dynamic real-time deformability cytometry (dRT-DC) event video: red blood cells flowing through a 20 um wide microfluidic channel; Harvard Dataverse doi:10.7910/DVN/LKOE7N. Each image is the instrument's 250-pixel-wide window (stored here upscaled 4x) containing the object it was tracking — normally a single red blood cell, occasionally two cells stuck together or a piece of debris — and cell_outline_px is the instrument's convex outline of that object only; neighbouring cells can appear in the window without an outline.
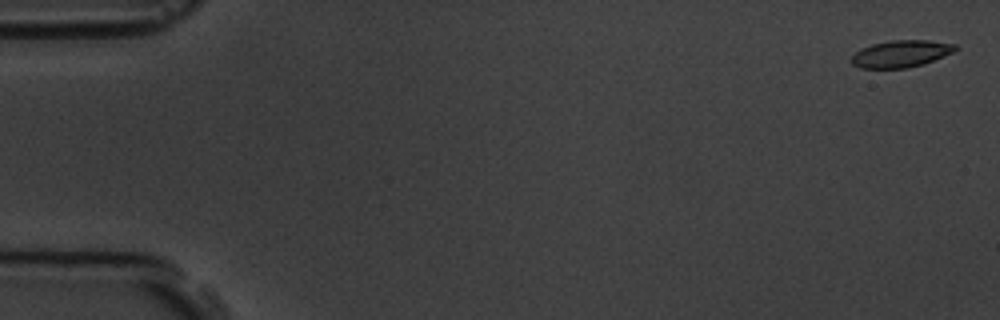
{"species": "common noctule bat (a hibernating species)", "species_latin": "Nyctalus noctula", "temperature_condition": "room temperature", "stored_images_in_passage": 15, "camera_frame_rate_fps": 3000, "um_per_image_px": 0.085, "animal": {"sex": "male", "body_mass_g": 19.5, "forearm_length_mm": 54.6}, "frame": {"image": 1, "passage_image": 1, "time_ms": 0.0, "image_size_px": [1000, 320], "cell_outline_px": [[956, 48], [952, 52], [944, 56], [924, 64], [908, 68], [860, 68], [852, 64], [852, 56], [860, 48], [872, 44], [892, 40], [928, 40], [956, 44]], "centroid_in_image_um": [76.57, 4.57], "position_along_channel_um": 8.4, "area_um2": 16.3}}
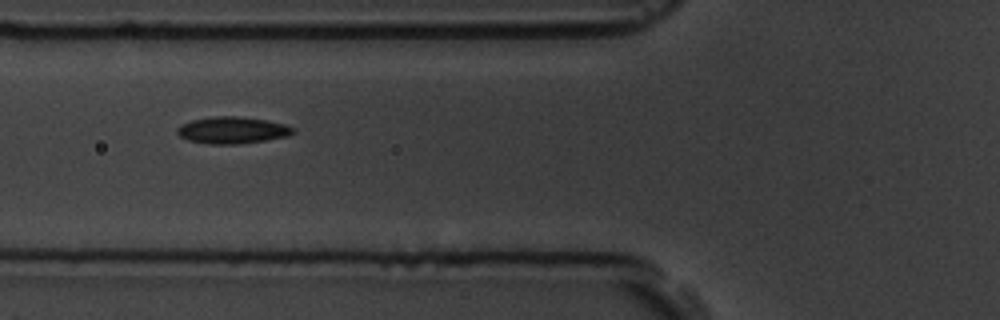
{"frame": {"image": 2, "passage_image": 6, "time_ms": 6.667, "image_size_px": [1000, 320], "cell_outline_px": [[296, 132], [288, 136], [264, 140], [236, 144], [208, 144], [188, 140], [180, 136], [176, 132], [176, 128], [180, 124], [192, 120], [212, 116], [236, 116], [264, 120], [284, 124], [296, 128]], "centroid_in_image_um": [19.73, 11.06], "position_along_channel_um": 106.1, "area_um2": 18.09}}
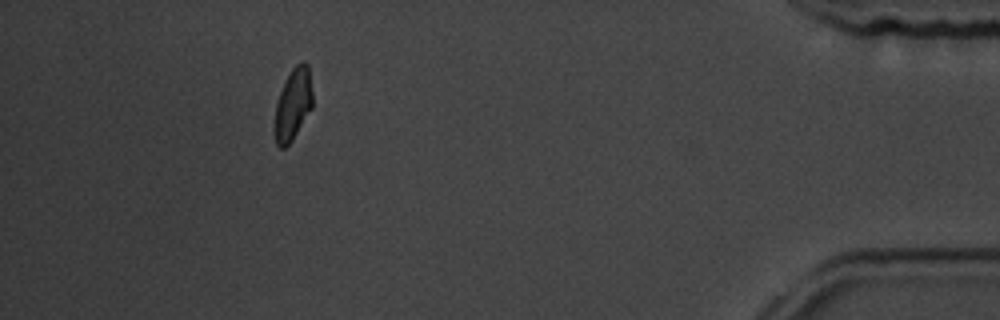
{"frame": {"image": 3, "passage_image": 14, "time_ms": 16.667, "image_size_px": [1000, 320], "cell_outline_px": [[312, 108], [292, 140], [284, 148], [280, 148], [276, 144], [272, 128], [276, 104], [280, 92], [292, 68], [296, 64], [304, 60], [308, 64], [312, 92]], "centroid_in_image_um": [24.88, 8.9], "position_along_channel_um": 410.3, "area_um2": 16.01}, "authors_computed_cell_mechanics": {"area_um2": 16.8198, "velocity_mm_per_s": 3.6243, "shape_relaxation_time_tau1_ms": 4.1514, "shape_relaxation_time_tau2_ms": 1.4535, "deformation_change_tau1": 0.082, "deformation_change_tau2": 0.0407}}